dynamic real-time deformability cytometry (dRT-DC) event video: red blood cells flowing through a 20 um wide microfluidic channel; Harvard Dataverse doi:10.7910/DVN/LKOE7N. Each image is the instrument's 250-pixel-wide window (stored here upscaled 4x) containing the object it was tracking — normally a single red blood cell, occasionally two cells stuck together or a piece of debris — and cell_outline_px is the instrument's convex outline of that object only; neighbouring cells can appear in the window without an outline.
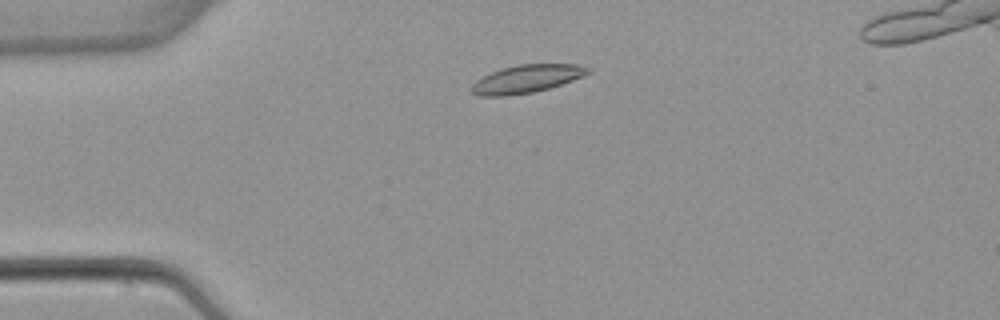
{"species": "common noctule bat (a hibernating species)", "species_latin": "Nyctalus noctula", "temperature_condition": "warm", "stored_images_in_passage": 5, "camera_frame_rate_fps": 3000, "um_per_image_px": 0.085, "animal": {"sex": "female", "body_mass_g": 22.7, "forearm_length_mm": 54.2}, "frame": {"image": 1, "passage_image": 2, "time_ms": 1.333, "image_size_px": [1000, 320], "cell_outline_px": [[592, 72], [584, 76], [548, 88], [532, 92], [508, 96], [476, 96], [468, 88], [476, 80], [500, 68], [516, 64], [576, 64], [592, 68]], "centroid_in_image_um": [44.74, 6.7], "position_along_channel_um": 40.3, "area_um2": 19.13}}
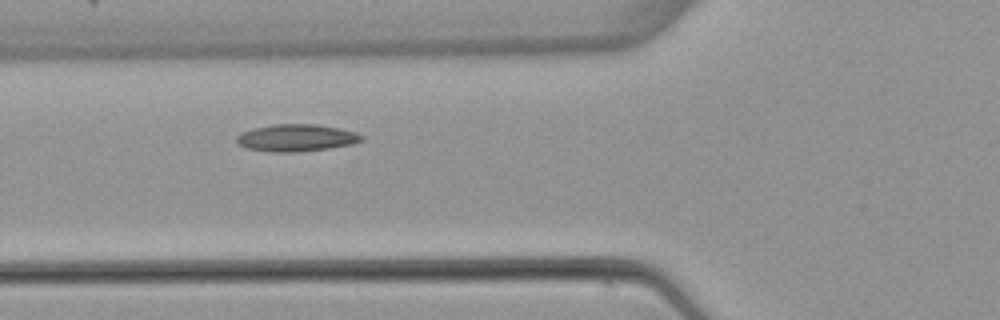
{"frame": {"image": 2, "passage_image": 4, "time_ms": 3.667, "image_size_px": [1000, 320], "cell_outline_px": [[364, 140], [352, 144], [328, 148], [296, 152], [268, 152], [244, 148], [236, 144], [236, 136], [240, 132], [252, 128], [272, 124], [316, 124], [340, 128], [356, 132], [364, 136]], "centroid_in_image_um": [25.14, 11.71], "position_along_channel_um": 100.7, "area_um2": 20.11}}
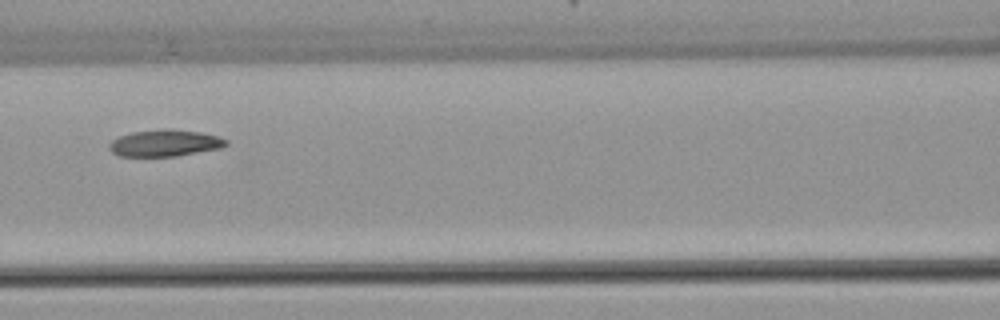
{"frame": {"image": 3, "passage_image": 5, "time_ms": 5.0, "image_size_px": [1000, 320], "cell_outline_px": [[228, 144], [220, 148], [176, 156], [116, 156], [108, 148], [108, 144], [112, 140], [120, 136], [132, 132], [164, 128], [172, 128], [200, 132], [216, 136], [228, 140]], "centroid_in_image_um": [13.98, 12.15], "position_along_channel_um": 152.6, "area_um2": 18.26}}